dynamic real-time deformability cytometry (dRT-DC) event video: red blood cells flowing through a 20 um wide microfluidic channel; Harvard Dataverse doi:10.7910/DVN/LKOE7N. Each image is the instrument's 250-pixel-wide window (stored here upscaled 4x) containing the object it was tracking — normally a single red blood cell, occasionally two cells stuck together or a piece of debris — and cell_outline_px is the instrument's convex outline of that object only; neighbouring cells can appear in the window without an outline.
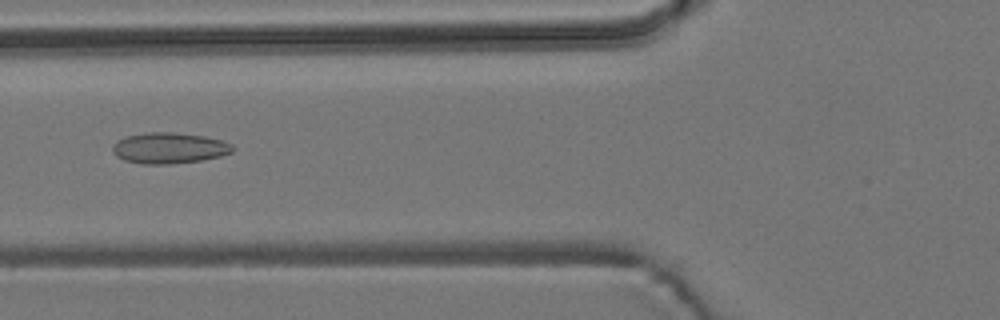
{"species": "common noctule bat (a hibernating species)", "species_latin": "Nyctalus noctula", "temperature_condition": "room temperature", "stored_images_in_passage": 2, "camera_frame_rate_fps": 3000, "um_per_image_px": 0.085, "animal": {"sex": "male", "body_mass_g": 19.2, "forearm_length_mm": 51.8}, "frame": {"image": 1, "passage_image": 2, "time_ms": 1.333, "image_size_px": [1000, 320], "cell_outline_px": [[236, 148], [232, 152], [220, 156], [200, 160], [168, 164], [144, 164], [124, 160], [116, 156], [112, 152], [112, 144], [124, 136], [148, 132], [172, 132], [204, 136], [220, 140], [232, 144]], "centroid_in_image_um": [14.35, 12.58], "position_along_channel_um": 111.4, "area_um2": 21.68}}